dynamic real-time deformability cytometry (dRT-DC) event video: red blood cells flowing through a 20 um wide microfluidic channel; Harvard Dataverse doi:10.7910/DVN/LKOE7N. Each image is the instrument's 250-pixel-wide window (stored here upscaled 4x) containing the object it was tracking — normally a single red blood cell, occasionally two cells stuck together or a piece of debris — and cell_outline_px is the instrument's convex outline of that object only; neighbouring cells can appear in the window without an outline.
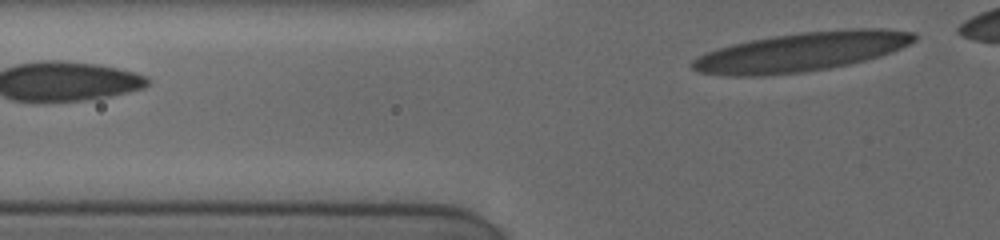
{"species": "human", "species_latin": "Homo sapiens", "temperature_condition": "cold", "stored_images_in_passage": 5, "segment_of_instrument_passage": [2, 2], "camera_frame_rate_fps": 3000, "um_per_image_px": 0.085, "donor": {"sex": "female"}, "frame": {"image": 1, "passage_image": 5, "time_ms": 2.667, "image_size_px": [1000, 240], "cell_outline_px": [[916, 40], [900, 48], [880, 56], [848, 64], [828, 68], [804, 72], [764, 76], [732, 76], [700, 72], [692, 68], [688, 64], [692, 60], [704, 52], [732, 44], [772, 36], [800, 32], [848, 28], [880, 28], [912, 32], [916, 36]], "centroid_in_image_um": [68.08, 4.4], "position_along_channel_um": 57.7, "area_um2": 50.58}}